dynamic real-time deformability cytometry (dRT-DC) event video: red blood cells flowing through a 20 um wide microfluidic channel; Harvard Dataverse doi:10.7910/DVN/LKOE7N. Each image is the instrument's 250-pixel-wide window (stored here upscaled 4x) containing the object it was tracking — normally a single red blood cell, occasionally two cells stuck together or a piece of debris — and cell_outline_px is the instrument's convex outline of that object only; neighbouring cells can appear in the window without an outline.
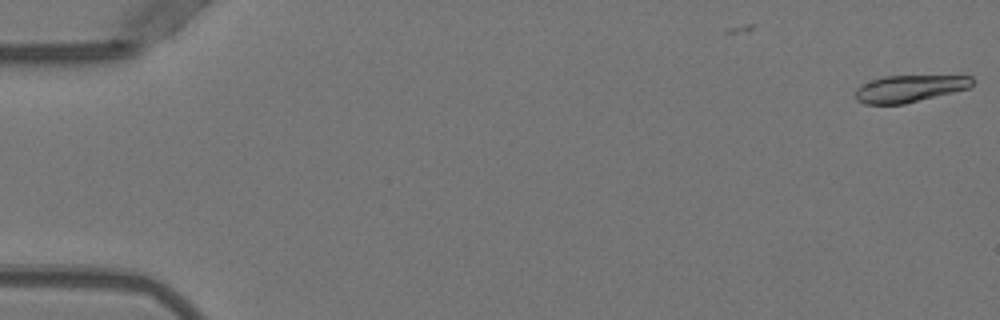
{"species": "Egyptian fruit bat (a non-hibernating species)", "species_latin": "Rousettus aegyptiacus", "temperature_condition": "warm", "stored_images_in_passage": 3, "camera_frame_rate_fps": 3000, "um_per_image_px": 0.085, "animal": {"sex": "female"}, "frame": {"image": 1, "passage_image": 3, "time_ms": 0.667, "image_size_px": [1000, 320], "cell_outline_px": [[976, 80], [968, 88], [904, 104], [864, 104], [856, 100], [856, 88], [860, 84], [884, 76], [972, 76]], "centroid_in_image_um": [77.28, 7.53], "position_along_channel_um": 7.7, "area_um2": 18.26}}